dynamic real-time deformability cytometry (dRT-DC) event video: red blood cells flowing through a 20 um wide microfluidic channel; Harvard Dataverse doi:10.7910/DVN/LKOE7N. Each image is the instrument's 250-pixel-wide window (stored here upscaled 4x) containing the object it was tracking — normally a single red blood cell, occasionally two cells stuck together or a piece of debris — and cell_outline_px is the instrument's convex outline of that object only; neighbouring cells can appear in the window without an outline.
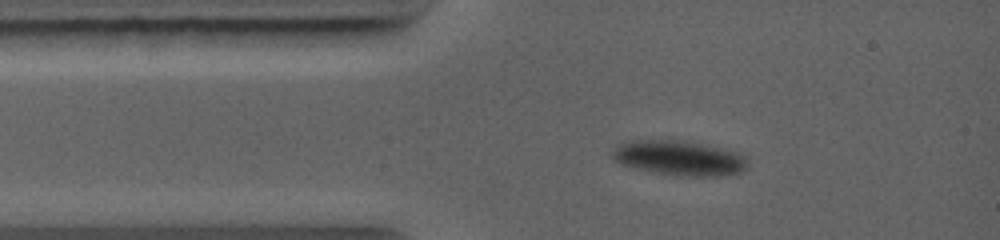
{"species": "common noctule bat (a hibernating species)", "species_latin": "Nyctalus noctula", "temperature_condition": "warm", "stored_images_in_passage": 2, "camera_frame_rate_fps": 5000, "um_per_image_px": 0.085, "animal": {"sex": "female", "body_mass_g": 19.0, "forearm_length_mm": 56.7}, "frame": {"image": 1, "passage_image": 1, "time_ms": 0.0, "image_size_px": [1000, 240], "cell_outline_px": [[748, 164], [744, 172], [728, 176], [676, 176], [652, 172], [620, 164], [612, 160], [612, 148], [616, 144], [628, 140], [684, 140], [708, 144], [740, 152], [744, 156]], "centroid_in_image_um": [57.74, 13.43], "position_along_channel_um": 27.3, "area_um2": 28.38}}